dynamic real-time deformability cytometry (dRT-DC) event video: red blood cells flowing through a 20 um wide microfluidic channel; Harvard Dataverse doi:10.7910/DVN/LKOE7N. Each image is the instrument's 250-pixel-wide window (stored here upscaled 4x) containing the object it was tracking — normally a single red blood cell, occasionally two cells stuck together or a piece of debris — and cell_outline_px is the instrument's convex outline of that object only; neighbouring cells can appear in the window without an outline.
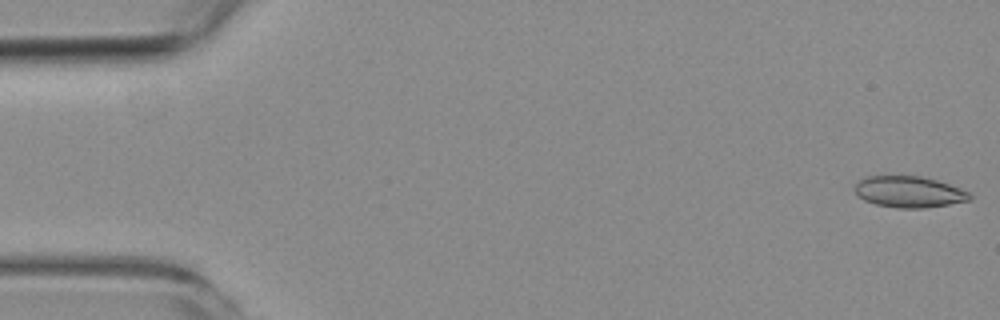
{"species": "common noctule bat (a hibernating species)", "species_latin": "Nyctalus noctula", "temperature_condition": "room temperature", "stored_images_in_passage": 5, "camera_frame_rate_fps": 3000, "um_per_image_px": 0.085, "animal": {"sex": "female", "body_mass_g": 19.3, "forearm_length_mm": 54.1}, "frame": {"image": 1, "passage_image": 1, "time_ms": 0.0, "image_size_px": [1000, 320], "cell_outline_px": [[972, 200], [924, 208], [896, 208], [876, 204], [864, 200], [856, 192], [856, 184], [864, 176], [920, 176], [936, 180], [960, 188], [968, 192], [972, 196]], "centroid_in_image_um": [77.28, 16.31], "position_along_channel_um": 7.7, "area_um2": 20.75}}
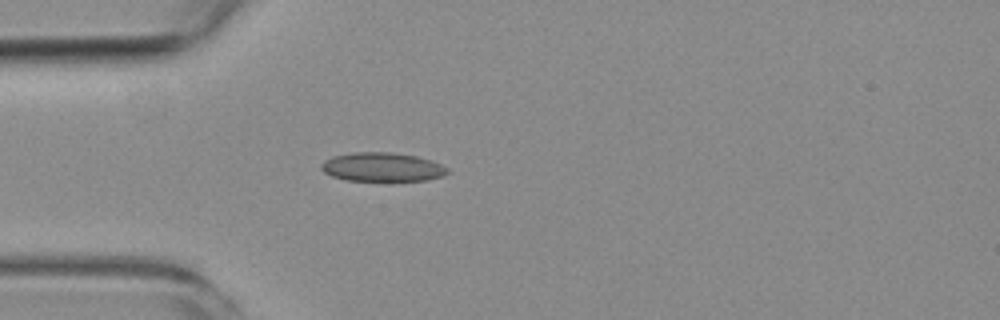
{"frame": {"image": 2, "passage_image": 5, "time_ms": 4.667, "image_size_px": [1000, 320], "cell_outline_px": [[452, 172], [444, 176], [428, 180], [392, 184], [344, 180], [332, 176], [324, 172], [320, 168], [320, 164], [324, 160], [332, 156], [352, 152], [388, 152], [416, 156], [432, 160], [448, 168]], "centroid_in_image_um": [32.52, 14.26], "position_along_channel_um": 52.5, "area_um2": 22.6}}